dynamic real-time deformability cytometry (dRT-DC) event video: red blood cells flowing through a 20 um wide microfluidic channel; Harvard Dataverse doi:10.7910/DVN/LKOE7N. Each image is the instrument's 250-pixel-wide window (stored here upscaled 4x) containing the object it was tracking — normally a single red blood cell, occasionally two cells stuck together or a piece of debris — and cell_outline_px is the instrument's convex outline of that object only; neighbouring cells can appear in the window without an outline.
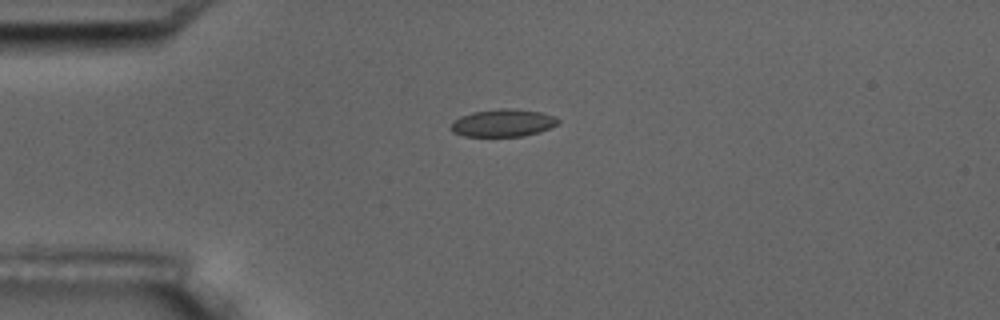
{"species": "common noctule bat (a hibernating species)", "species_latin": "Nyctalus noctula", "temperature_condition": "room temperature", "stored_images_in_passage": 1, "camera_frame_rate_fps": 3000, "um_per_image_px": 0.085, "animal": {"sex": "male", "body_mass_g": 17.5, "forearm_length_mm": 52.3}, "frame": {"image": 1, "passage_image": 1, "time_ms": 0.0, "image_size_px": [1000, 320], "cell_outline_px": [[560, 120], [556, 124], [540, 132], [524, 136], [464, 136], [452, 132], [448, 128], [452, 120], [460, 116], [472, 112], [500, 108], [512, 108], [540, 112], [556, 116]], "centroid_in_image_um": [42.7, 10.44], "position_along_channel_um": 42.3, "area_um2": 17.4}}